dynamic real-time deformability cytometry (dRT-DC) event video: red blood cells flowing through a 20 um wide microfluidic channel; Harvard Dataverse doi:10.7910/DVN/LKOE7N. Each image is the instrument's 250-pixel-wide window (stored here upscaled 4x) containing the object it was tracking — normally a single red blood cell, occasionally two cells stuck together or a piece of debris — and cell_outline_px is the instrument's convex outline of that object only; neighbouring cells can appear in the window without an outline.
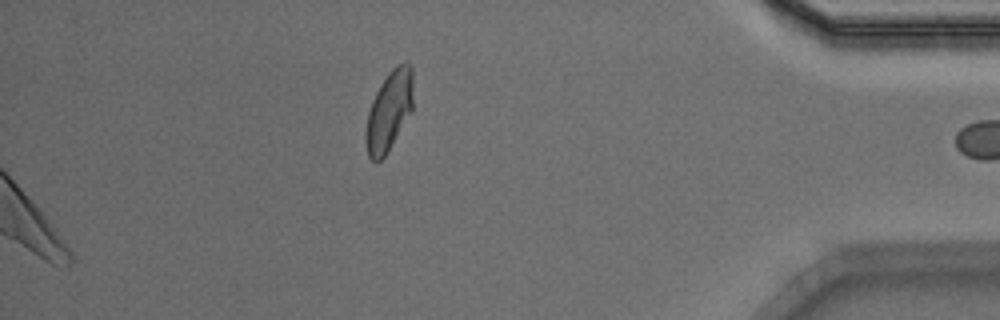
{"species": "Egyptian fruit bat (a non-hibernating species)", "species_latin": "Rousettus aegyptiacus", "temperature_condition": "warm", "stored_images_in_passage": 37, "camera_frame_rate_fps": 3000, "um_per_image_px": 0.085, "animal": {"sex": "male"}, "frame": {"image": 1, "passage_image": 37, "time_ms": 12.0, "image_size_px": [1000, 320], "cell_outline_px": [[412, 112], [384, 156], [380, 160], [372, 160], [368, 156], [364, 140], [364, 132], [368, 112], [372, 100], [380, 84], [388, 72], [396, 64], [412, 64]], "centroid_in_image_um": [33.05, 9.42], "position_along_channel_um": 402.2, "area_um2": 22.02}}